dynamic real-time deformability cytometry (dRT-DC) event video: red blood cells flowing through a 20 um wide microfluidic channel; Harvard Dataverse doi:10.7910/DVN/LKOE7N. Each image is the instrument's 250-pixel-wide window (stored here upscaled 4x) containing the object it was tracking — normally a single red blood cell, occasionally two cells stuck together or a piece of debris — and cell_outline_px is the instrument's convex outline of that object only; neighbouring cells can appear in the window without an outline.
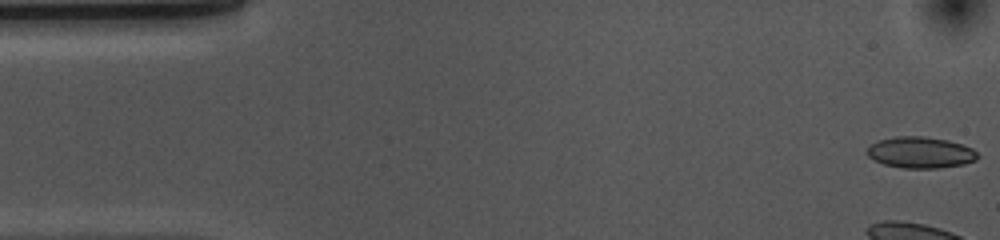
{"species": "common noctule bat (a hibernating species)", "species_latin": "Nyctalus noctula", "temperature_condition": "cold", "stored_images_in_passage": 43, "camera_frame_rate_fps": 3000, "um_per_image_px": 0.085, "animal": {"sex": "female", "body_mass_g": 10.0, "forearm_length_mm": 53.1}, "frame": {"image": 1, "passage_image": 1, "time_ms": 0.0, "image_size_px": [1000, 240], "cell_outline_px": [[980, 156], [976, 160], [964, 164], [936, 168], [900, 168], [884, 164], [872, 160], [864, 152], [872, 144], [880, 140], [896, 136], [924, 136], [948, 140], [972, 148]], "centroid_in_image_um": [78.22, 12.96], "position_along_channel_um": 6.8, "area_um2": 20.23}}